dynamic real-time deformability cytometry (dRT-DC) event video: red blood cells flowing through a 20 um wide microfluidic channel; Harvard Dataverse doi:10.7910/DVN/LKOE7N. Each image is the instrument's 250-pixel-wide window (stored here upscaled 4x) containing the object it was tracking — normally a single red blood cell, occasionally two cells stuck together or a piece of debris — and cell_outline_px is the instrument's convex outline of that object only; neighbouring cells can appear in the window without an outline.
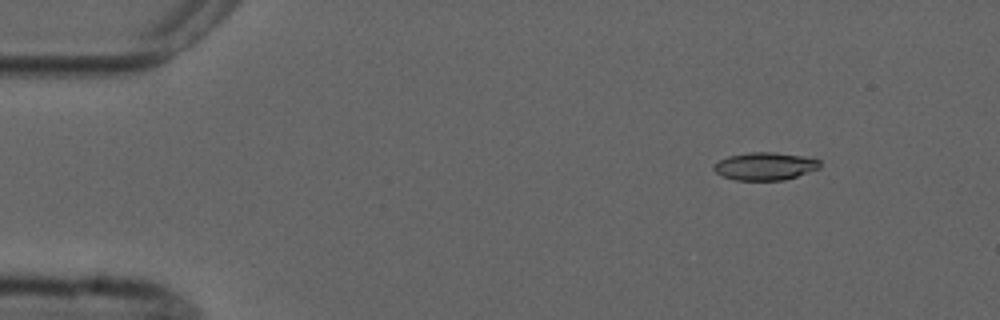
{"species": "common noctule bat (a hibernating species)", "species_latin": "Nyctalus noctula", "temperature_condition": "cold", "stored_images_in_passage": 4, "camera_frame_rate_fps": 3000, "um_per_image_px": 0.085, "animal": {"sex": "male", "forearm_length_mm": 52.5}, "frame": {"image": 1, "passage_image": 1, "time_ms": 0.0, "image_size_px": [1000, 320], "cell_outline_px": [[820, 168], [784, 180], [736, 180], [724, 176], [716, 172], [712, 168], [720, 160], [728, 156], [748, 152], [772, 152], [800, 156], [820, 160]], "centroid_in_image_um": [65.02, 14.13], "position_along_channel_um": 20.0, "area_um2": 16.88}}